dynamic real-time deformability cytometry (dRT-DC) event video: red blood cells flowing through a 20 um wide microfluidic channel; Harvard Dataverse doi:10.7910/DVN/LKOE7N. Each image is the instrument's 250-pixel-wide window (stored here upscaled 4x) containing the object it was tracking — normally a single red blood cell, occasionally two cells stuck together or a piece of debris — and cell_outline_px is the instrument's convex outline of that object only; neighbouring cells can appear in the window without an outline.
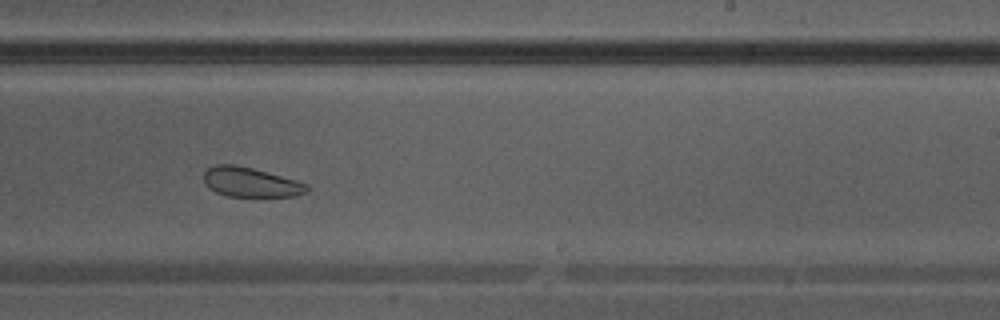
{"species": "Egyptian fruit bat (a non-hibernating species)", "species_latin": "Rousettus aegyptiacus", "temperature_condition": "warm", "stored_images_in_passage": 36, "camera_frame_rate_fps": 3000, "um_per_image_px": 0.085, "animal": {"sex": "male"}, "frame": {"image": 1, "passage_image": 21, "time_ms": 6.667, "image_size_px": [1000, 320], "cell_outline_px": [[312, 188], [308, 192], [296, 196], [228, 196], [216, 192], [208, 188], [204, 184], [204, 172], [208, 168], [216, 164], [232, 164], [252, 168], [268, 172], [296, 180], [308, 184]], "centroid_in_image_um": [21.33, 15.49], "position_along_channel_um": 267.7, "area_um2": 17.92}}